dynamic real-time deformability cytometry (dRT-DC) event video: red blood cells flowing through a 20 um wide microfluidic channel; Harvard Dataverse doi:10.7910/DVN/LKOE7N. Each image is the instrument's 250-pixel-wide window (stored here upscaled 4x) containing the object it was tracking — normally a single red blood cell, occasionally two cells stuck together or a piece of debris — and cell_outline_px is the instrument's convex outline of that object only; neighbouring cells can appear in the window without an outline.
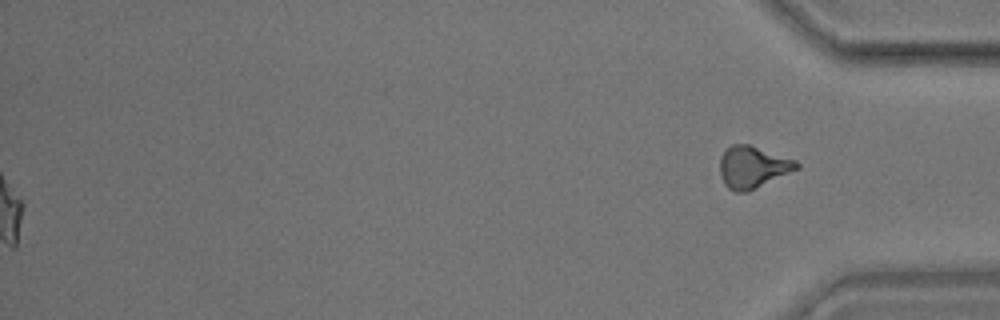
{"species": "common noctule bat (a hibernating species)", "species_latin": "Nyctalus noctula", "temperature_condition": "room temperature", "stored_images_in_passage": 50, "segment_of_instrument_passage": [2, 2], "camera_frame_rate_fps": 3000, "um_per_image_px": 0.085, "animal": {"sex": "male", "body_mass_g": 17.9}, "frame": {"image": 1, "passage_image": 50, "time_ms": 16.333, "image_size_px": [1000, 320], "cell_outline_px": [[800, 168], [748, 192], [732, 192], [724, 184], [720, 176], [720, 156], [732, 144], [748, 144], [796, 160], [800, 164]], "centroid_in_image_um": [63.98, 14.22], "position_along_channel_um": 371.2, "area_um2": 18.84}}